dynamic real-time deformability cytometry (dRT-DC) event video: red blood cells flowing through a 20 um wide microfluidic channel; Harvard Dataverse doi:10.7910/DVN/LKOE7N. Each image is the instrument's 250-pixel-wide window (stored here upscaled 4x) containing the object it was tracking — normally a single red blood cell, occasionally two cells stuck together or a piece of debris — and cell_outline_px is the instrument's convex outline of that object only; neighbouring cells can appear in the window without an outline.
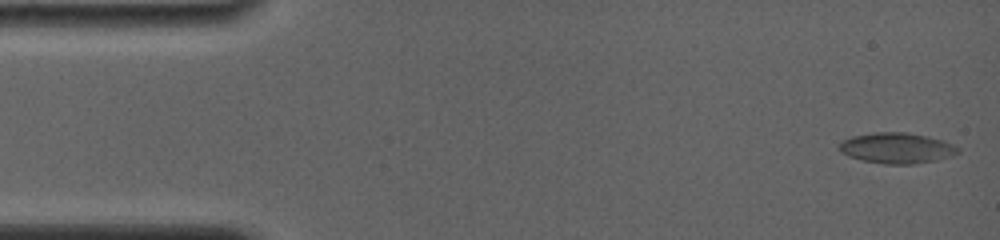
{"species": "common noctule bat (a hibernating species)", "species_latin": "Nyctalus noctula", "temperature_condition": "room temperature", "stored_images_in_passage": 36, "camera_frame_rate_fps": 4000, "um_per_image_px": 0.085, "animal": {"sex": "female", "body_mass_g": 19.0, "forearm_length_mm": 56.7}, "frame": {"image": 1, "passage_image": 1, "time_ms": 0.0, "image_size_px": [1000, 240], "cell_outline_px": [[960, 152], [936, 160], [912, 164], [884, 164], [864, 160], [848, 156], [840, 152], [840, 144], [844, 140], [852, 136], [872, 132], [908, 132], [928, 136], [944, 140], [960, 148]], "centroid_in_image_um": [76.24, 12.57], "position_along_channel_um": 8.8, "area_um2": 21.15}}
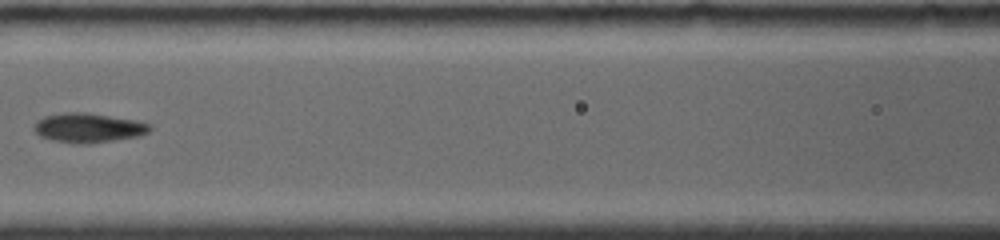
{"frame": {"image": 2, "passage_image": 16, "time_ms": 7.0, "image_size_px": [1000, 240], "cell_outline_px": [[152, 128], [148, 132], [140, 136], [88, 144], [76, 144], [52, 140], [40, 136], [32, 128], [36, 120], [44, 116], [64, 112], [84, 112], [136, 120], [152, 124]], "centroid_in_image_um": [7.5, 10.86], "position_along_channel_um": 159.1, "area_um2": 20.06}}
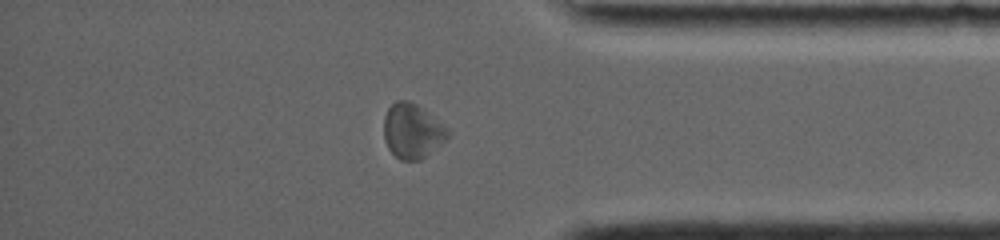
{"frame": {"image": 3, "passage_image": 30, "time_ms": 13.5, "image_size_px": [1000, 240], "cell_outline_px": [[452, 132], [440, 144], [420, 160], [400, 160], [388, 148], [384, 140], [384, 116], [388, 108], [396, 100], [408, 100], [416, 104], [448, 128]], "centroid_in_image_um": [35.02, 11.13], "position_along_channel_um": 400.2, "area_um2": 20.17}, "authors_computed_cell_mechanics": {"area_um2": 19.4497, "velocity_mm_per_s": 3.7921, "shape_relaxation_time_tau1_ms": 2.975, "shape_relaxation_time_tau2_ms": 3.8513, "deformation_change_tau1": 0.1257, "deformation_change_tau2": 0.1034}}